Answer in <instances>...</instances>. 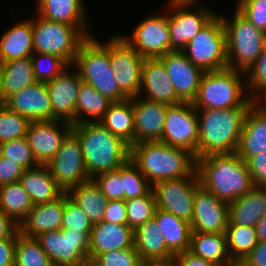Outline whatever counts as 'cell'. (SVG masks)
Listing matches in <instances>:
<instances>
[{"mask_svg":"<svg viewBox=\"0 0 266 266\" xmlns=\"http://www.w3.org/2000/svg\"><path fill=\"white\" fill-rule=\"evenodd\" d=\"M200 185L227 204L253 187L246 161L236 153L211 154L196 160Z\"/></svg>","mask_w":266,"mask_h":266,"instance_id":"cell-1","label":"cell"},{"mask_svg":"<svg viewBox=\"0 0 266 266\" xmlns=\"http://www.w3.org/2000/svg\"><path fill=\"white\" fill-rule=\"evenodd\" d=\"M130 160L152 186L163 180L188 177L196 170V159L191 152L160 141L131 145Z\"/></svg>","mask_w":266,"mask_h":266,"instance_id":"cell-2","label":"cell"},{"mask_svg":"<svg viewBox=\"0 0 266 266\" xmlns=\"http://www.w3.org/2000/svg\"><path fill=\"white\" fill-rule=\"evenodd\" d=\"M72 132L80 141L90 179L118 169L130 158V146L100 122L73 124Z\"/></svg>","mask_w":266,"mask_h":266,"instance_id":"cell-3","label":"cell"},{"mask_svg":"<svg viewBox=\"0 0 266 266\" xmlns=\"http://www.w3.org/2000/svg\"><path fill=\"white\" fill-rule=\"evenodd\" d=\"M248 108L197 110L199 142L195 159L211 154L235 153Z\"/></svg>","mask_w":266,"mask_h":266,"instance_id":"cell-4","label":"cell"},{"mask_svg":"<svg viewBox=\"0 0 266 266\" xmlns=\"http://www.w3.org/2000/svg\"><path fill=\"white\" fill-rule=\"evenodd\" d=\"M252 103L247 91L245 72L231 68L206 71L192 102L197 110L249 107Z\"/></svg>","mask_w":266,"mask_h":266,"instance_id":"cell-5","label":"cell"},{"mask_svg":"<svg viewBox=\"0 0 266 266\" xmlns=\"http://www.w3.org/2000/svg\"><path fill=\"white\" fill-rule=\"evenodd\" d=\"M92 35L80 45L73 66L79 71L83 82L112 102L129 99L119 88L109 60V38L107 41Z\"/></svg>","mask_w":266,"mask_h":266,"instance_id":"cell-6","label":"cell"},{"mask_svg":"<svg viewBox=\"0 0 266 266\" xmlns=\"http://www.w3.org/2000/svg\"><path fill=\"white\" fill-rule=\"evenodd\" d=\"M234 15H221L226 33L228 68L247 72L266 44V33L251 24L236 8Z\"/></svg>","mask_w":266,"mask_h":266,"instance_id":"cell-7","label":"cell"},{"mask_svg":"<svg viewBox=\"0 0 266 266\" xmlns=\"http://www.w3.org/2000/svg\"><path fill=\"white\" fill-rule=\"evenodd\" d=\"M32 18L34 53L53 54L73 65L86 37L72 25L49 21L35 12Z\"/></svg>","mask_w":266,"mask_h":266,"instance_id":"cell-8","label":"cell"},{"mask_svg":"<svg viewBox=\"0 0 266 266\" xmlns=\"http://www.w3.org/2000/svg\"><path fill=\"white\" fill-rule=\"evenodd\" d=\"M182 52L205 72L228 68L226 33L219 13L187 43Z\"/></svg>","mask_w":266,"mask_h":266,"instance_id":"cell-9","label":"cell"},{"mask_svg":"<svg viewBox=\"0 0 266 266\" xmlns=\"http://www.w3.org/2000/svg\"><path fill=\"white\" fill-rule=\"evenodd\" d=\"M203 5V6H202ZM171 51H182L187 43L217 14L201 3L166 4ZM168 6V7H167Z\"/></svg>","mask_w":266,"mask_h":266,"instance_id":"cell-10","label":"cell"},{"mask_svg":"<svg viewBox=\"0 0 266 266\" xmlns=\"http://www.w3.org/2000/svg\"><path fill=\"white\" fill-rule=\"evenodd\" d=\"M90 233L61 229L36 236L54 266H83L89 258Z\"/></svg>","mask_w":266,"mask_h":266,"instance_id":"cell-11","label":"cell"},{"mask_svg":"<svg viewBox=\"0 0 266 266\" xmlns=\"http://www.w3.org/2000/svg\"><path fill=\"white\" fill-rule=\"evenodd\" d=\"M161 11L139 21L130 35L119 33V36L144 58H159L171 52L168 15L163 9Z\"/></svg>","mask_w":266,"mask_h":266,"instance_id":"cell-12","label":"cell"},{"mask_svg":"<svg viewBox=\"0 0 266 266\" xmlns=\"http://www.w3.org/2000/svg\"><path fill=\"white\" fill-rule=\"evenodd\" d=\"M160 142L198 156L199 127L197 109L190 102L168 106Z\"/></svg>","mask_w":266,"mask_h":266,"instance_id":"cell-13","label":"cell"},{"mask_svg":"<svg viewBox=\"0 0 266 266\" xmlns=\"http://www.w3.org/2000/svg\"><path fill=\"white\" fill-rule=\"evenodd\" d=\"M195 170L190 176L163 180L152 186L157 209L172 213L191 222L194 212V196L200 187Z\"/></svg>","mask_w":266,"mask_h":266,"instance_id":"cell-14","label":"cell"},{"mask_svg":"<svg viewBox=\"0 0 266 266\" xmlns=\"http://www.w3.org/2000/svg\"><path fill=\"white\" fill-rule=\"evenodd\" d=\"M109 60L120 90L129 99L138 96L145 58L115 33L109 37Z\"/></svg>","mask_w":266,"mask_h":266,"instance_id":"cell-15","label":"cell"},{"mask_svg":"<svg viewBox=\"0 0 266 266\" xmlns=\"http://www.w3.org/2000/svg\"><path fill=\"white\" fill-rule=\"evenodd\" d=\"M58 186L68 192L75 186L90 180L79 139L71 131L60 149L46 164Z\"/></svg>","mask_w":266,"mask_h":266,"instance_id":"cell-16","label":"cell"},{"mask_svg":"<svg viewBox=\"0 0 266 266\" xmlns=\"http://www.w3.org/2000/svg\"><path fill=\"white\" fill-rule=\"evenodd\" d=\"M81 82L79 71L69 65L45 83L51 99L52 120L76 124V101Z\"/></svg>","mask_w":266,"mask_h":266,"instance_id":"cell-17","label":"cell"},{"mask_svg":"<svg viewBox=\"0 0 266 266\" xmlns=\"http://www.w3.org/2000/svg\"><path fill=\"white\" fill-rule=\"evenodd\" d=\"M72 131V124L58 121L30 122L26 139L37 163L46 165L60 149L63 140Z\"/></svg>","mask_w":266,"mask_h":266,"instance_id":"cell-18","label":"cell"},{"mask_svg":"<svg viewBox=\"0 0 266 266\" xmlns=\"http://www.w3.org/2000/svg\"><path fill=\"white\" fill-rule=\"evenodd\" d=\"M163 62L177 98L192 103L205 71L194 65L182 51H171L159 57Z\"/></svg>","mask_w":266,"mask_h":266,"instance_id":"cell-19","label":"cell"},{"mask_svg":"<svg viewBox=\"0 0 266 266\" xmlns=\"http://www.w3.org/2000/svg\"><path fill=\"white\" fill-rule=\"evenodd\" d=\"M228 223V204L200 186L194 196L192 232L225 233Z\"/></svg>","mask_w":266,"mask_h":266,"instance_id":"cell-20","label":"cell"},{"mask_svg":"<svg viewBox=\"0 0 266 266\" xmlns=\"http://www.w3.org/2000/svg\"><path fill=\"white\" fill-rule=\"evenodd\" d=\"M5 106L30 122L52 120L50 95L42 82H35L9 96Z\"/></svg>","mask_w":266,"mask_h":266,"instance_id":"cell-21","label":"cell"},{"mask_svg":"<svg viewBox=\"0 0 266 266\" xmlns=\"http://www.w3.org/2000/svg\"><path fill=\"white\" fill-rule=\"evenodd\" d=\"M138 96L168 106L181 103L159 58H145Z\"/></svg>","mask_w":266,"mask_h":266,"instance_id":"cell-22","label":"cell"},{"mask_svg":"<svg viewBox=\"0 0 266 266\" xmlns=\"http://www.w3.org/2000/svg\"><path fill=\"white\" fill-rule=\"evenodd\" d=\"M135 144L160 141L168 105L136 96L132 98Z\"/></svg>","mask_w":266,"mask_h":266,"instance_id":"cell-23","label":"cell"},{"mask_svg":"<svg viewBox=\"0 0 266 266\" xmlns=\"http://www.w3.org/2000/svg\"><path fill=\"white\" fill-rule=\"evenodd\" d=\"M84 0H37L36 14L49 21L75 26L86 38L92 36Z\"/></svg>","mask_w":266,"mask_h":266,"instance_id":"cell-24","label":"cell"},{"mask_svg":"<svg viewBox=\"0 0 266 266\" xmlns=\"http://www.w3.org/2000/svg\"><path fill=\"white\" fill-rule=\"evenodd\" d=\"M134 247L146 265H172L174 254L167 248L155 218L134 230Z\"/></svg>","mask_w":266,"mask_h":266,"instance_id":"cell-25","label":"cell"},{"mask_svg":"<svg viewBox=\"0 0 266 266\" xmlns=\"http://www.w3.org/2000/svg\"><path fill=\"white\" fill-rule=\"evenodd\" d=\"M65 192L53 201L33 206L19 224V233L35 238L50 231L62 229Z\"/></svg>","mask_w":266,"mask_h":266,"instance_id":"cell-26","label":"cell"},{"mask_svg":"<svg viewBox=\"0 0 266 266\" xmlns=\"http://www.w3.org/2000/svg\"><path fill=\"white\" fill-rule=\"evenodd\" d=\"M134 246V230L128 225L101 221L94 224L89 237V258Z\"/></svg>","mask_w":266,"mask_h":266,"instance_id":"cell-27","label":"cell"},{"mask_svg":"<svg viewBox=\"0 0 266 266\" xmlns=\"http://www.w3.org/2000/svg\"><path fill=\"white\" fill-rule=\"evenodd\" d=\"M266 151V109L252 103L246 113L236 154L244 161Z\"/></svg>","mask_w":266,"mask_h":266,"instance_id":"cell-28","label":"cell"},{"mask_svg":"<svg viewBox=\"0 0 266 266\" xmlns=\"http://www.w3.org/2000/svg\"><path fill=\"white\" fill-rule=\"evenodd\" d=\"M34 54L32 18L22 19L0 37V63Z\"/></svg>","mask_w":266,"mask_h":266,"instance_id":"cell-29","label":"cell"},{"mask_svg":"<svg viewBox=\"0 0 266 266\" xmlns=\"http://www.w3.org/2000/svg\"><path fill=\"white\" fill-rule=\"evenodd\" d=\"M266 212V189L253 187L228 204V225L256 226Z\"/></svg>","mask_w":266,"mask_h":266,"instance_id":"cell-30","label":"cell"},{"mask_svg":"<svg viewBox=\"0 0 266 266\" xmlns=\"http://www.w3.org/2000/svg\"><path fill=\"white\" fill-rule=\"evenodd\" d=\"M34 206L60 197L64 191L58 186L47 165H38L23 171L20 179Z\"/></svg>","mask_w":266,"mask_h":266,"instance_id":"cell-31","label":"cell"},{"mask_svg":"<svg viewBox=\"0 0 266 266\" xmlns=\"http://www.w3.org/2000/svg\"><path fill=\"white\" fill-rule=\"evenodd\" d=\"M154 218L167 248L174 255L190 250L192 227L189 222L161 209H156Z\"/></svg>","mask_w":266,"mask_h":266,"instance_id":"cell-32","label":"cell"},{"mask_svg":"<svg viewBox=\"0 0 266 266\" xmlns=\"http://www.w3.org/2000/svg\"><path fill=\"white\" fill-rule=\"evenodd\" d=\"M67 194L81 208L92 225L103 220L109 200L103 196L93 179L73 187Z\"/></svg>","mask_w":266,"mask_h":266,"instance_id":"cell-33","label":"cell"},{"mask_svg":"<svg viewBox=\"0 0 266 266\" xmlns=\"http://www.w3.org/2000/svg\"><path fill=\"white\" fill-rule=\"evenodd\" d=\"M100 123L129 146L135 144L132 98L122 102H113Z\"/></svg>","mask_w":266,"mask_h":266,"instance_id":"cell-34","label":"cell"},{"mask_svg":"<svg viewBox=\"0 0 266 266\" xmlns=\"http://www.w3.org/2000/svg\"><path fill=\"white\" fill-rule=\"evenodd\" d=\"M112 103L90 84L82 81L76 101V124L100 122Z\"/></svg>","mask_w":266,"mask_h":266,"instance_id":"cell-35","label":"cell"},{"mask_svg":"<svg viewBox=\"0 0 266 266\" xmlns=\"http://www.w3.org/2000/svg\"><path fill=\"white\" fill-rule=\"evenodd\" d=\"M190 251L220 266L232 263L225 233L192 232Z\"/></svg>","mask_w":266,"mask_h":266,"instance_id":"cell-36","label":"cell"},{"mask_svg":"<svg viewBox=\"0 0 266 266\" xmlns=\"http://www.w3.org/2000/svg\"><path fill=\"white\" fill-rule=\"evenodd\" d=\"M30 195L20 182L0 186V210L18 225L33 208Z\"/></svg>","mask_w":266,"mask_h":266,"instance_id":"cell-37","label":"cell"},{"mask_svg":"<svg viewBox=\"0 0 266 266\" xmlns=\"http://www.w3.org/2000/svg\"><path fill=\"white\" fill-rule=\"evenodd\" d=\"M1 66L6 99L36 82L31 57L5 61L1 63Z\"/></svg>","mask_w":266,"mask_h":266,"instance_id":"cell-38","label":"cell"},{"mask_svg":"<svg viewBox=\"0 0 266 266\" xmlns=\"http://www.w3.org/2000/svg\"><path fill=\"white\" fill-rule=\"evenodd\" d=\"M225 234L232 261L241 262L258 244L255 226L228 225Z\"/></svg>","mask_w":266,"mask_h":266,"instance_id":"cell-39","label":"cell"},{"mask_svg":"<svg viewBox=\"0 0 266 266\" xmlns=\"http://www.w3.org/2000/svg\"><path fill=\"white\" fill-rule=\"evenodd\" d=\"M14 266H54L36 238L17 234Z\"/></svg>","mask_w":266,"mask_h":266,"instance_id":"cell-40","label":"cell"},{"mask_svg":"<svg viewBox=\"0 0 266 266\" xmlns=\"http://www.w3.org/2000/svg\"><path fill=\"white\" fill-rule=\"evenodd\" d=\"M125 203L127 225L133 230L154 218L157 205L152 190L142 197L125 200Z\"/></svg>","mask_w":266,"mask_h":266,"instance_id":"cell-41","label":"cell"},{"mask_svg":"<svg viewBox=\"0 0 266 266\" xmlns=\"http://www.w3.org/2000/svg\"><path fill=\"white\" fill-rule=\"evenodd\" d=\"M121 180L125 200L142 197L152 190L150 182L130 158L121 166Z\"/></svg>","mask_w":266,"mask_h":266,"instance_id":"cell-42","label":"cell"},{"mask_svg":"<svg viewBox=\"0 0 266 266\" xmlns=\"http://www.w3.org/2000/svg\"><path fill=\"white\" fill-rule=\"evenodd\" d=\"M245 74L249 98L253 103H259L266 96V44Z\"/></svg>","mask_w":266,"mask_h":266,"instance_id":"cell-43","label":"cell"},{"mask_svg":"<svg viewBox=\"0 0 266 266\" xmlns=\"http://www.w3.org/2000/svg\"><path fill=\"white\" fill-rule=\"evenodd\" d=\"M30 121L22 115L0 107V144L26 137Z\"/></svg>","mask_w":266,"mask_h":266,"instance_id":"cell-44","label":"cell"},{"mask_svg":"<svg viewBox=\"0 0 266 266\" xmlns=\"http://www.w3.org/2000/svg\"><path fill=\"white\" fill-rule=\"evenodd\" d=\"M36 82L46 83L54 79L69 65L53 54L34 53L31 56Z\"/></svg>","mask_w":266,"mask_h":266,"instance_id":"cell-45","label":"cell"},{"mask_svg":"<svg viewBox=\"0 0 266 266\" xmlns=\"http://www.w3.org/2000/svg\"><path fill=\"white\" fill-rule=\"evenodd\" d=\"M0 156L18 163L25 170L38 166L26 137L0 144Z\"/></svg>","mask_w":266,"mask_h":266,"instance_id":"cell-46","label":"cell"},{"mask_svg":"<svg viewBox=\"0 0 266 266\" xmlns=\"http://www.w3.org/2000/svg\"><path fill=\"white\" fill-rule=\"evenodd\" d=\"M92 223L81 208L65 192V206L63 211L62 229L91 233Z\"/></svg>","mask_w":266,"mask_h":266,"instance_id":"cell-47","label":"cell"},{"mask_svg":"<svg viewBox=\"0 0 266 266\" xmlns=\"http://www.w3.org/2000/svg\"><path fill=\"white\" fill-rule=\"evenodd\" d=\"M99 187L103 196L110 200H125L123 181L121 180V166L106 173H101L92 178Z\"/></svg>","mask_w":266,"mask_h":266,"instance_id":"cell-48","label":"cell"},{"mask_svg":"<svg viewBox=\"0 0 266 266\" xmlns=\"http://www.w3.org/2000/svg\"><path fill=\"white\" fill-rule=\"evenodd\" d=\"M94 260L101 266H146L134 246L99 254Z\"/></svg>","mask_w":266,"mask_h":266,"instance_id":"cell-49","label":"cell"},{"mask_svg":"<svg viewBox=\"0 0 266 266\" xmlns=\"http://www.w3.org/2000/svg\"><path fill=\"white\" fill-rule=\"evenodd\" d=\"M236 9L256 28L266 33V0H236Z\"/></svg>","mask_w":266,"mask_h":266,"instance_id":"cell-50","label":"cell"},{"mask_svg":"<svg viewBox=\"0 0 266 266\" xmlns=\"http://www.w3.org/2000/svg\"><path fill=\"white\" fill-rule=\"evenodd\" d=\"M246 164L254 187L266 189V151L249 157Z\"/></svg>","mask_w":266,"mask_h":266,"instance_id":"cell-51","label":"cell"},{"mask_svg":"<svg viewBox=\"0 0 266 266\" xmlns=\"http://www.w3.org/2000/svg\"><path fill=\"white\" fill-rule=\"evenodd\" d=\"M24 170L18 163L0 156V186L20 182Z\"/></svg>","mask_w":266,"mask_h":266,"instance_id":"cell-52","label":"cell"},{"mask_svg":"<svg viewBox=\"0 0 266 266\" xmlns=\"http://www.w3.org/2000/svg\"><path fill=\"white\" fill-rule=\"evenodd\" d=\"M102 221H107L113 224L127 225V211L125 200L108 201Z\"/></svg>","mask_w":266,"mask_h":266,"instance_id":"cell-53","label":"cell"},{"mask_svg":"<svg viewBox=\"0 0 266 266\" xmlns=\"http://www.w3.org/2000/svg\"><path fill=\"white\" fill-rule=\"evenodd\" d=\"M172 266H220L212 261L205 260L190 250L178 253L174 256Z\"/></svg>","mask_w":266,"mask_h":266,"instance_id":"cell-54","label":"cell"},{"mask_svg":"<svg viewBox=\"0 0 266 266\" xmlns=\"http://www.w3.org/2000/svg\"><path fill=\"white\" fill-rule=\"evenodd\" d=\"M19 225L0 210V240H17Z\"/></svg>","mask_w":266,"mask_h":266,"instance_id":"cell-55","label":"cell"},{"mask_svg":"<svg viewBox=\"0 0 266 266\" xmlns=\"http://www.w3.org/2000/svg\"><path fill=\"white\" fill-rule=\"evenodd\" d=\"M241 263L244 266H266V241L258 242Z\"/></svg>","mask_w":266,"mask_h":266,"instance_id":"cell-56","label":"cell"},{"mask_svg":"<svg viewBox=\"0 0 266 266\" xmlns=\"http://www.w3.org/2000/svg\"><path fill=\"white\" fill-rule=\"evenodd\" d=\"M16 240H0V266H14Z\"/></svg>","mask_w":266,"mask_h":266,"instance_id":"cell-57","label":"cell"},{"mask_svg":"<svg viewBox=\"0 0 266 266\" xmlns=\"http://www.w3.org/2000/svg\"><path fill=\"white\" fill-rule=\"evenodd\" d=\"M255 230L258 242L266 241V212L257 222Z\"/></svg>","mask_w":266,"mask_h":266,"instance_id":"cell-58","label":"cell"},{"mask_svg":"<svg viewBox=\"0 0 266 266\" xmlns=\"http://www.w3.org/2000/svg\"><path fill=\"white\" fill-rule=\"evenodd\" d=\"M6 98L4 95V79H3V70L0 63V107L5 106Z\"/></svg>","mask_w":266,"mask_h":266,"instance_id":"cell-59","label":"cell"},{"mask_svg":"<svg viewBox=\"0 0 266 266\" xmlns=\"http://www.w3.org/2000/svg\"><path fill=\"white\" fill-rule=\"evenodd\" d=\"M187 3H203V2H201V0H167L166 4L168 5V4H187Z\"/></svg>","mask_w":266,"mask_h":266,"instance_id":"cell-60","label":"cell"},{"mask_svg":"<svg viewBox=\"0 0 266 266\" xmlns=\"http://www.w3.org/2000/svg\"><path fill=\"white\" fill-rule=\"evenodd\" d=\"M83 266H101L94 259L88 258Z\"/></svg>","mask_w":266,"mask_h":266,"instance_id":"cell-61","label":"cell"},{"mask_svg":"<svg viewBox=\"0 0 266 266\" xmlns=\"http://www.w3.org/2000/svg\"><path fill=\"white\" fill-rule=\"evenodd\" d=\"M223 266H244V265L241 262L233 261L232 263Z\"/></svg>","mask_w":266,"mask_h":266,"instance_id":"cell-62","label":"cell"},{"mask_svg":"<svg viewBox=\"0 0 266 266\" xmlns=\"http://www.w3.org/2000/svg\"><path fill=\"white\" fill-rule=\"evenodd\" d=\"M259 104L266 109V96L259 102Z\"/></svg>","mask_w":266,"mask_h":266,"instance_id":"cell-63","label":"cell"},{"mask_svg":"<svg viewBox=\"0 0 266 266\" xmlns=\"http://www.w3.org/2000/svg\"><path fill=\"white\" fill-rule=\"evenodd\" d=\"M146 266H172V265H146Z\"/></svg>","mask_w":266,"mask_h":266,"instance_id":"cell-64","label":"cell"}]
</instances>
